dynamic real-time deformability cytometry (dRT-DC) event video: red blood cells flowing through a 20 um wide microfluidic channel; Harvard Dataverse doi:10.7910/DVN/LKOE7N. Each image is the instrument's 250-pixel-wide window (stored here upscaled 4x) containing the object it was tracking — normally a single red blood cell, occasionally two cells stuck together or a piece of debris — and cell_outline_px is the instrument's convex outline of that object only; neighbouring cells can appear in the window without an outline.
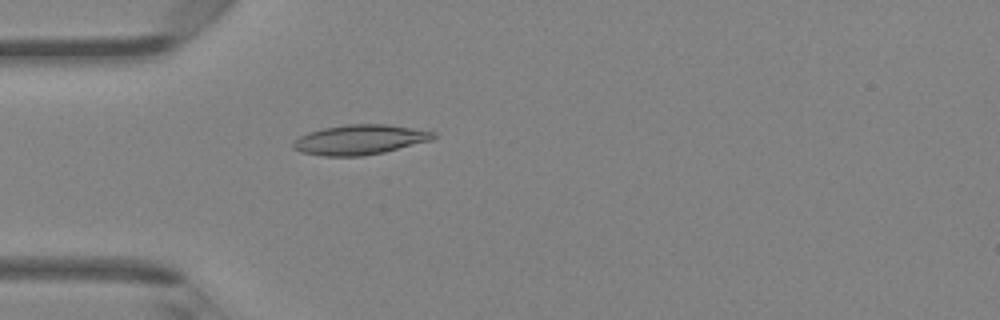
{"species": "Egyptian fruit bat (a non-hibernating species)", "species_latin": "Rousettus aegyptiacus", "temperature_condition": "room temperature", "stored_images_in_passage": 47, "camera_frame_rate_fps": 3000, "um_per_image_px": 0.085, "animal": {"sex": "female"}, "frame": {"image": 1, "passage_image": 14, "time_ms": 4.333, "image_size_px": [1000, 320], "cell_outline_px": [[436, 136], [432, 140], [384, 152], [364, 156], [324, 156], [300, 152], [292, 148], [292, 144], [300, 136], [308, 132], [324, 128], [344, 124], [388, 124], [436, 132]], "centroid_in_image_um": [30.58, 11.87], "position_along_channel_um": 54.4, "area_um2": 24.45}}
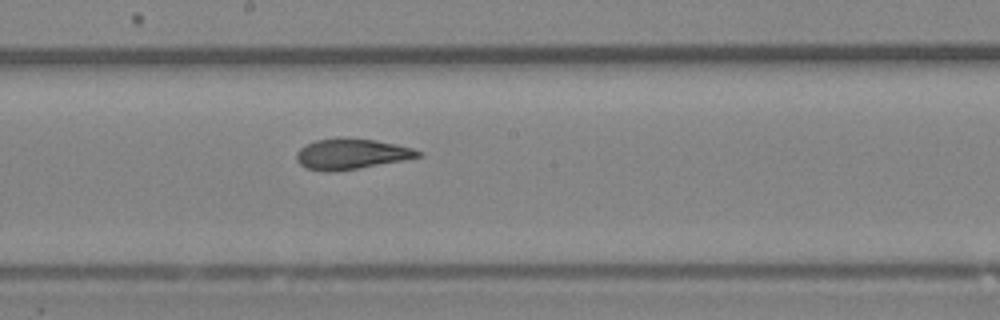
{"frame": {"image": 2, "passage_image": 26, "time_ms": 8.333, "image_size_px": [1000, 320], "cell_outline_px": [[424, 156], [336, 172], [324, 172], [304, 168], [296, 160], [296, 152], [300, 148], [316, 140], [336, 136], [344, 136], [376, 140], [396, 144], [412, 148], [424, 152]], "centroid_in_image_um": [29.84, 13.07], "position_along_channel_um": 218.4, "area_um2": 22.14}}
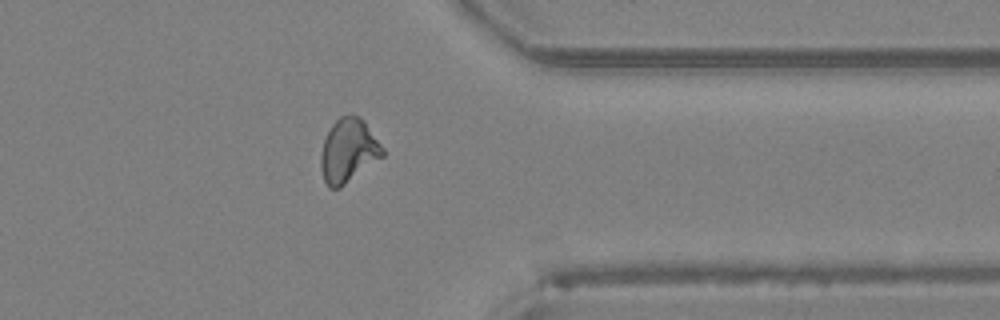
{"frame": {"image": 3, "passage_image": 38, "time_ms": 12.333, "image_size_px": [1000, 320], "cell_outline_px": [[384, 156], [340, 188], [328, 188], [324, 180], [320, 168], [320, 156], [324, 140], [332, 124], [340, 116], [360, 116], [364, 120], [384, 148]], "centroid_in_image_um": [29.61, 12.83], "position_along_channel_um": 381.8, "area_um2": 22.95}, "authors_computed_cell_mechanics": {"area_um2": 22.5998, "velocity_mm_per_s": 4.2964, "shape_relaxation_time_tau1_ms": 8.0468, "shape_relaxation_time_tau2_ms": 1.7751, "deformation_change_tau1": 0.2072, "deformation_change_tau2": 0.0755}}